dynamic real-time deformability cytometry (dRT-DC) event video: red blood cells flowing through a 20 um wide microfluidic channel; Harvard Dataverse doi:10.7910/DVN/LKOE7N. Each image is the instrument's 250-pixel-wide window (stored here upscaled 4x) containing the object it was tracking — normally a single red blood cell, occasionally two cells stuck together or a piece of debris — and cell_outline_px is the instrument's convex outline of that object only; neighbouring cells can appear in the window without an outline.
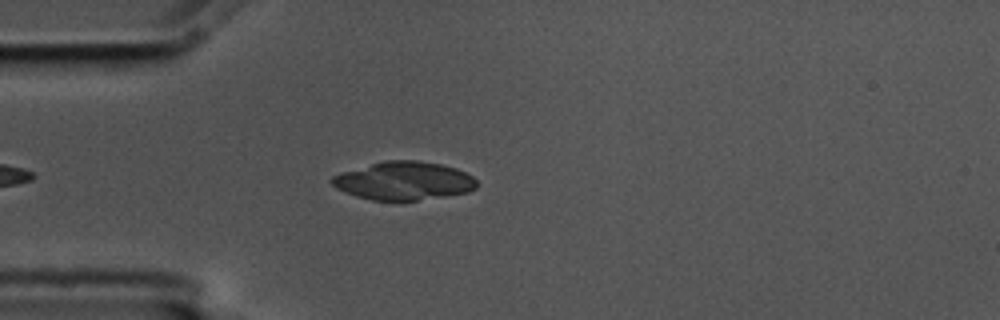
{"species": "common noctule bat (a hibernating species)", "species_latin": "Nyctalus noctula", "temperature_condition": "cold", "stored_images_in_passage": 42, "camera_frame_rate_fps": 3000, "um_per_image_px": 0.085, "animal": {"sex": "male", "body_mass_g": 17.5, "forearm_length_mm": 52.3}, "frame": {"image": 1, "passage_image": 7, "time_ms": 2.0, "image_size_px": [1000, 320], "cell_outline_px": [[476, 188], [468, 192], [400, 204], [372, 200], [356, 196], [344, 192], [336, 188], [328, 180], [332, 176], [340, 172], [384, 160], [416, 160], [440, 164], [456, 168], [472, 176], [476, 180]], "centroid_in_image_um": [34.28, 15.41], "position_along_channel_um": 50.7, "area_um2": 33.18}}
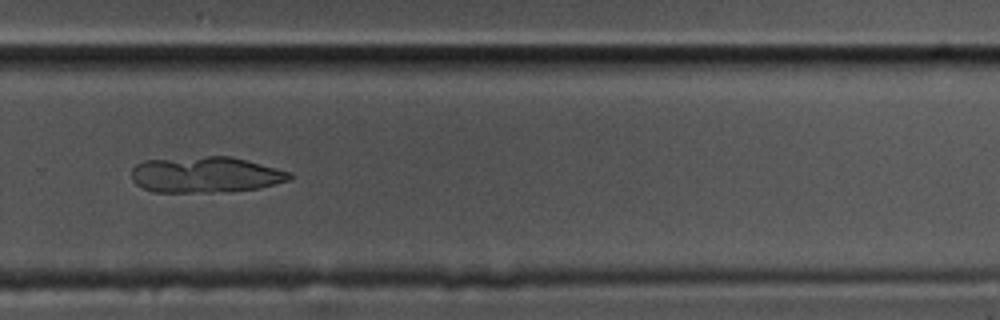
{"frame": {"image": 2, "passage_image": 30, "time_ms": 9.667, "image_size_px": [1000, 320], "cell_outline_px": [[292, 180], [260, 188], [212, 192], [152, 192], [136, 184], [132, 180], [132, 168], [136, 164], [144, 160], [208, 156], [232, 156], [248, 160], [292, 172]], "centroid_in_image_um": [17.5, 14.84], "position_along_channel_um": 312.3, "area_um2": 33.35}}